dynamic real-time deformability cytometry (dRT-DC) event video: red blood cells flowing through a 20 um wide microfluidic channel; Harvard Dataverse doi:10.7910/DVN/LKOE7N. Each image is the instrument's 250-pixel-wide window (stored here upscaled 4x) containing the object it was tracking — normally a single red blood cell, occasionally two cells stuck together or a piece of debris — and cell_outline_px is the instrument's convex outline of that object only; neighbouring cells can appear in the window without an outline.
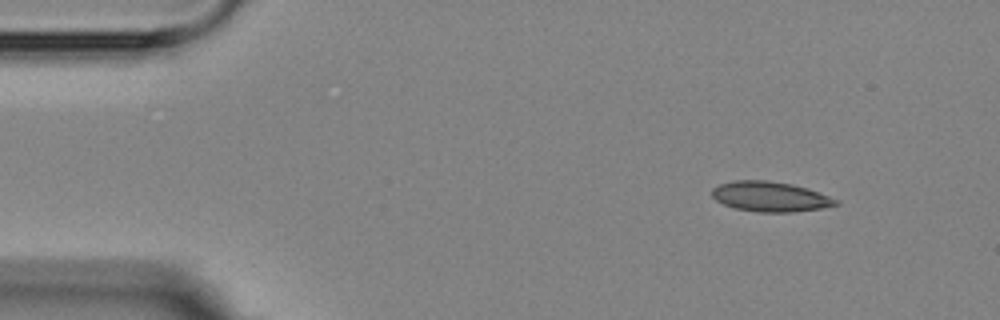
{"species": "Egyptian fruit bat (a non-hibernating species)", "species_latin": "Rousettus aegyptiacus", "temperature_condition": "room temperature", "stored_images_in_passage": 7, "camera_frame_rate_fps": 3000, "um_per_image_px": 0.085, "animal": {"sex": "female"}, "frame": {"image": 1, "passage_image": 1, "time_ms": 0.0, "image_size_px": [1000, 320], "cell_outline_px": [[840, 204], [820, 208], [792, 212], [760, 212], [736, 208], [724, 204], [716, 200], [712, 196], [712, 188], [720, 184], [736, 180], [768, 180], [792, 184], [808, 188], [840, 200]], "centroid_in_image_um": [65.49, 16.7], "position_along_channel_um": 19.5, "area_um2": 21.62}}
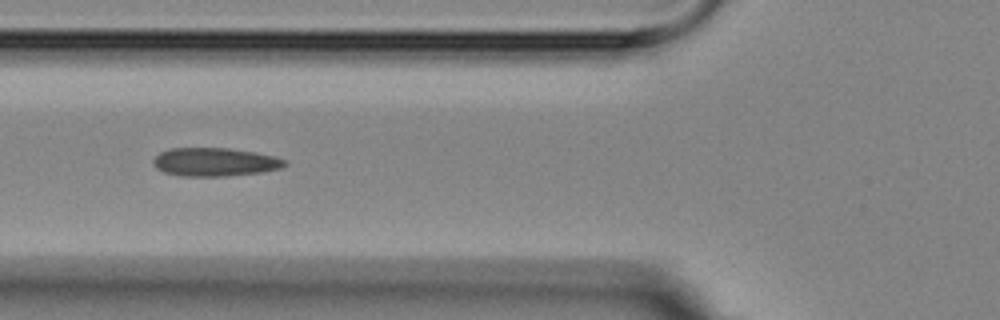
{"frame": {"image": 2, "passage_image": 5, "time_ms": 4.667, "image_size_px": [1000, 320], "cell_outline_px": [[288, 164], [280, 168], [260, 172], [224, 176], [180, 176], [164, 172], [156, 168], [152, 160], [160, 152], [172, 148], [228, 148], [256, 152], [272, 156], [284, 160]], "centroid_in_image_um": [18.23, 13.77], "position_along_channel_um": 107.6, "area_um2": 21.62}}
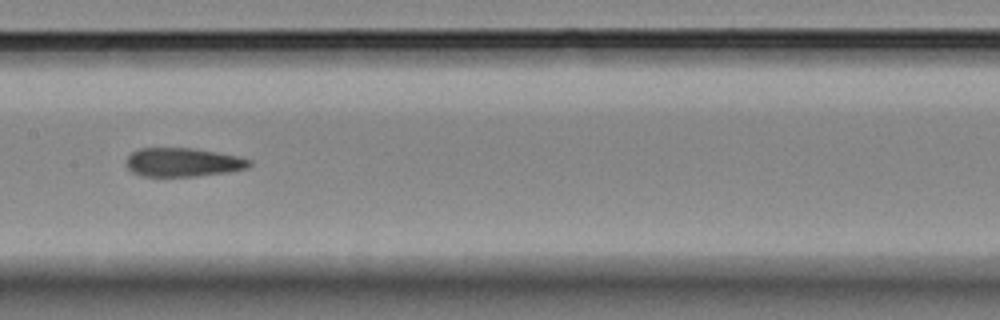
{"frame": {"image": 3, "passage_image": 7, "time_ms": 7.0, "image_size_px": [1000, 320], "cell_outline_px": [[252, 164], [248, 168], [228, 172], [196, 176], [140, 176], [132, 172], [128, 168], [128, 156], [132, 152], [140, 148], [196, 148], [236, 156], [252, 160]], "centroid_in_image_um": [15.57, 13.79], "position_along_channel_um": 191.8, "area_um2": 20.58}}